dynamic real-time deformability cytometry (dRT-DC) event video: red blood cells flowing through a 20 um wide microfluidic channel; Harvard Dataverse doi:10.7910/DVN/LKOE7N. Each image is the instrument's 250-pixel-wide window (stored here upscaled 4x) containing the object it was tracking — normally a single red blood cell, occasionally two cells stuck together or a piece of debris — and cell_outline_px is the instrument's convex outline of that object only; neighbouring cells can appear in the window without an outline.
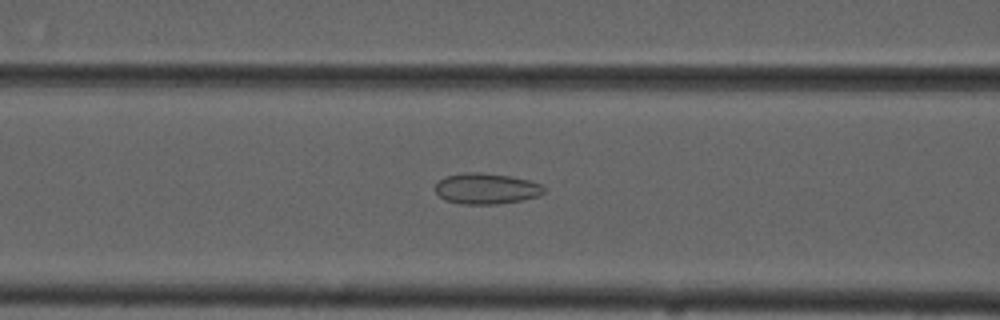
{"species": "common noctule bat (a hibernating species)", "species_latin": "Nyctalus noctula", "temperature_condition": "cold", "stored_images_in_passage": 33, "camera_frame_rate_fps": 3000, "um_per_image_px": 0.085, "animal": {"sex": "male", "forearm_length_mm": 52.5}, "frame": {"image": 1, "passage_image": 7, "time_ms": 2.0, "image_size_px": [1000, 320], "cell_outline_px": [[544, 192], [536, 196], [520, 200], [496, 204], [460, 204], [444, 200], [436, 192], [436, 184], [440, 180], [448, 176], [468, 172], [480, 172], [508, 176], [528, 180], [540, 184], [544, 188]], "centroid_in_image_um": [41.31, 16.04], "position_along_channel_um": 125.3, "area_um2": 19.19}}
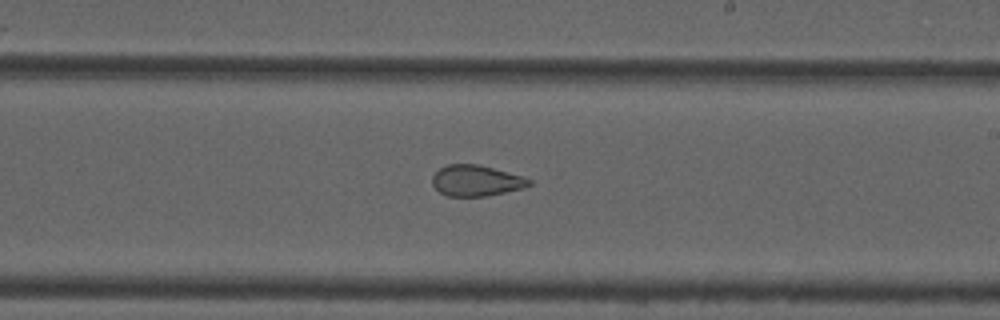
{"frame": {"image": 2, "passage_image": 17, "time_ms": 5.333, "image_size_px": [1000, 320], "cell_outline_px": [[532, 184], [524, 188], [484, 196], [448, 196], [440, 192], [432, 184], [432, 176], [440, 168], [448, 164], [476, 164], [524, 176], [532, 180]], "centroid_in_image_um": [40.48, 15.35], "position_along_channel_um": 248.5, "area_um2": 17.34}}
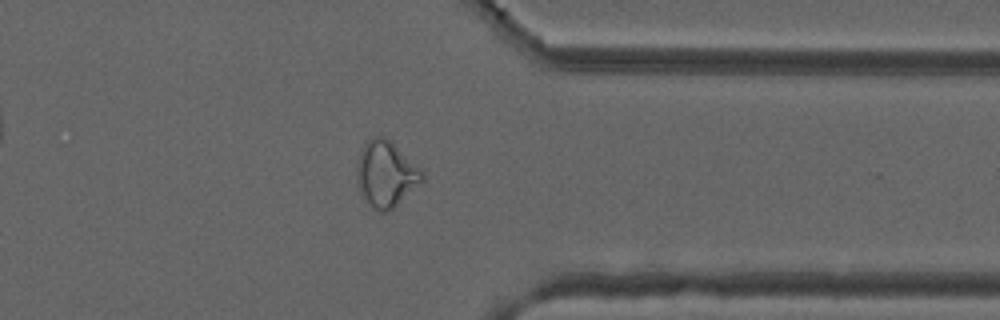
{"frame": {"image": 3, "passage_image": 28, "time_ms": 9.0, "image_size_px": [1000, 320], "cell_outline_px": [[424, 180], [420, 184], [388, 212], [380, 212], [372, 208], [360, 192], [356, 184], [356, 164], [360, 152], [364, 144], [372, 136], [384, 136], [392, 140], [424, 168]], "centroid_in_image_um": [32.83, 14.74], "position_along_channel_um": 378.6, "area_um2": 25.89}, "authors_computed_cell_mechanics": {"area_um2": 18.3226, "velocity_mm_per_s": 3.7082, "shape_relaxation_time_tau1_ms": null, "shape_relaxation_time_tau2_ms": 1.8705, "deformation_change_tau1": null, "deformation_change_tau2": 0.0887}}